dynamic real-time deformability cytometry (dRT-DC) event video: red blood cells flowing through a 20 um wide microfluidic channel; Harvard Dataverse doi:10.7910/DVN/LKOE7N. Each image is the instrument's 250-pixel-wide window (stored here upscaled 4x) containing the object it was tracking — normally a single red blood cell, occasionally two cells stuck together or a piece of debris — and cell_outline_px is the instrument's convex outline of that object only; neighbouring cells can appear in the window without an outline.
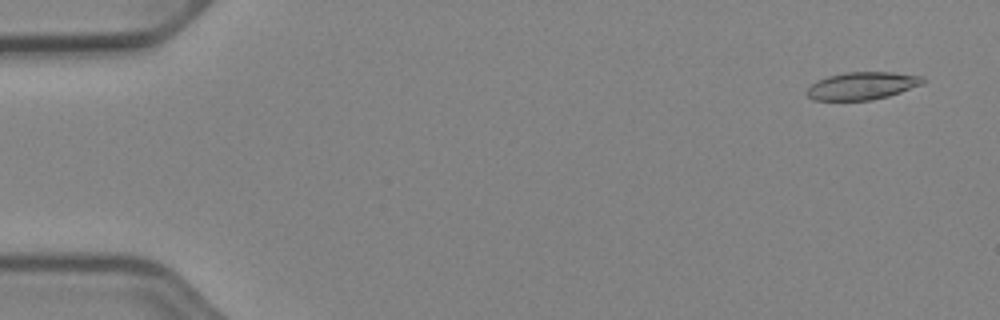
{"species": "Egyptian fruit bat (a non-hibernating species)", "species_latin": "Rousettus aegyptiacus", "temperature_condition": "cold", "stored_images_in_passage": 17, "camera_frame_rate_fps": 3000, "um_per_image_px": 0.085, "animal": {"sex": "female"}, "frame": {"image": 1, "passage_image": 3, "time_ms": 0.667, "image_size_px": [1000, 320], "cell_outline_px": [[928, 80], [920, 84], [900, 92], [888, 96], [872, 100], [812, 100], [804, 92], [816, 80], [828, 76], [848, 72], [892, 72], [924, 76]], "centroid_in_image_um": [73.27, 7.29], "position_along_channel_um": 11.7, "area_um2": 18.67}}